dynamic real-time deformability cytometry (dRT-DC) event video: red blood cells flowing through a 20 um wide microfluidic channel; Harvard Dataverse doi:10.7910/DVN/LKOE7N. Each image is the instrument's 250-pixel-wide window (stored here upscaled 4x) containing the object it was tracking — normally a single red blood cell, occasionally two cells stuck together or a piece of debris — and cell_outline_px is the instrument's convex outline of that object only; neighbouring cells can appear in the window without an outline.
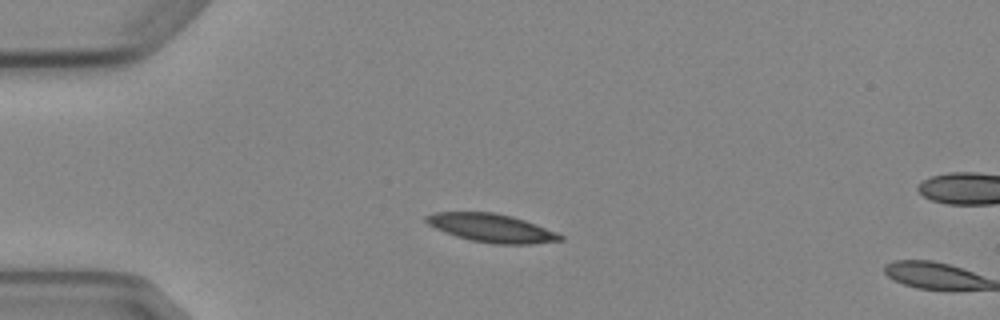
{"species": "Egyptian fruit bat (a non-hibernating species)", "species_latin": "Rousettus aegyptiacus", "temperature_condition": "cold", "stored_images_in_passage": 3, "camera_frame_rate_fps": 3000, "um_per_image_px": 0.085, "animal": {"sex": "female"}, "frame": {"image": 1, "passage_image": 2, "time_ms": 1.333, "image_size_px": [1000, 320], "cell_outline_px": [[564, 240], [532, 244], [492, 244], [472, 240], [456, 236], [444, 232], [428, 224], [424, 220], [424, 216], [436, 212], [492, 212], [512, 216], [524, 220], [556, 232], [564, 236]], "centroid_in_image_um": [41.77, 19.38], "position_along_channel_um": 43.2, "area_um2": 22.08}}